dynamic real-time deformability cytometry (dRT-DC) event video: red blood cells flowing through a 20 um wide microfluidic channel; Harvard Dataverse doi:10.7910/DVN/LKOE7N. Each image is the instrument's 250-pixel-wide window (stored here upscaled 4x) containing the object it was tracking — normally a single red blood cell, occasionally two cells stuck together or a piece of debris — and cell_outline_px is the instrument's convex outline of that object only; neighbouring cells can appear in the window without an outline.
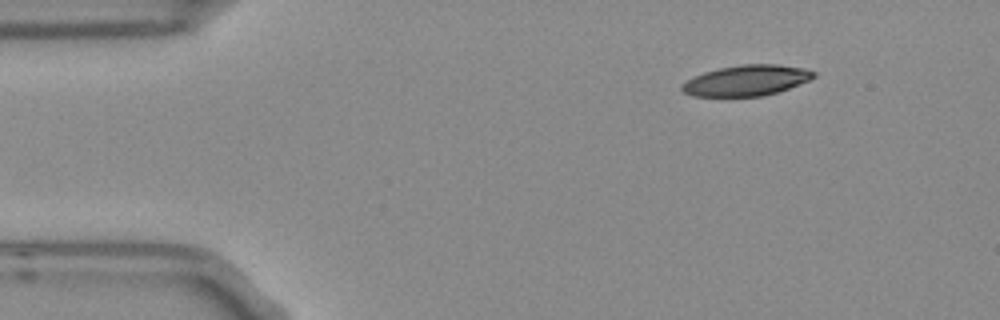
{"species": "Egyptian fruit bat (a non-hibernating species)", "species_latin": "Rousettus aegyptiacus", "temperature_condition": "room temperature", "stored_images_in_passage": 6, "segment_of_instrument_passage": [2, 2], "camera_frame_rate_fps": 3000, "um_per_image_px": 0.085, "frame": {"image": 1, "passage_image": 6, "time_ms": 1.667, "image_size_px": [1000, 320], "cell_outline_px": [[816, 76], [808, 80], [788, 88], [764, 96], [692, 96], [684, 92], [680, 88], [680, 84], [704, 72], [720, 68], [740, 64], [776, 64], [804, 68], [816, 72]], "centroid_in_image_um": [63.44, 6.83], "position_along_channel_um": 21.6, "area_um2": 23.35}}